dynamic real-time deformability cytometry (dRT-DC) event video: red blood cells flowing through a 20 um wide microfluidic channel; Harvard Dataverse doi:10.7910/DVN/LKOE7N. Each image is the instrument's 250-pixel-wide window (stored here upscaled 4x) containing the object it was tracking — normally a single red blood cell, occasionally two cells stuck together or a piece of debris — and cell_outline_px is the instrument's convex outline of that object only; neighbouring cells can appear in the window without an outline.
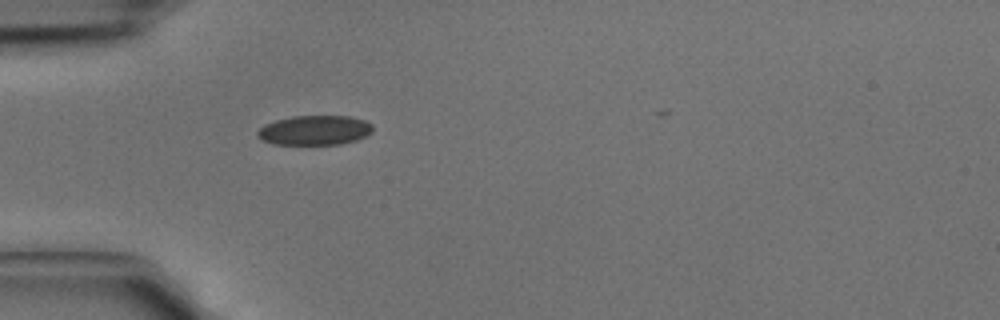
{"species": "common noctule bat (a hibernating species)", "species_latin": "Nyctalus noctula", "temperature_condition": "cold", "stored_images_in_passage": 14, "camera_frame_rate_fps": 3000, "um_per_image_px": 0.085, "animal": {"sex": "male", "body_mass_g": 15.6}, "frame": {"image": 1, "passage_image": 1, "time_ms": 0.0, "image_size_px": [1000, 320], "cell_outline_px": [[372, 132], [356, 140], [340, 144], [272, 144], [260, 140], [256, 136], [256, 132], [264, 124], [276, 120], [292, 116], [348, 116], [364, 120], [372, 124]], "centroid_in_image_um": [26.7, 11.07], "position_along_channel_um": 58.3, "area_um2": 19.94}}
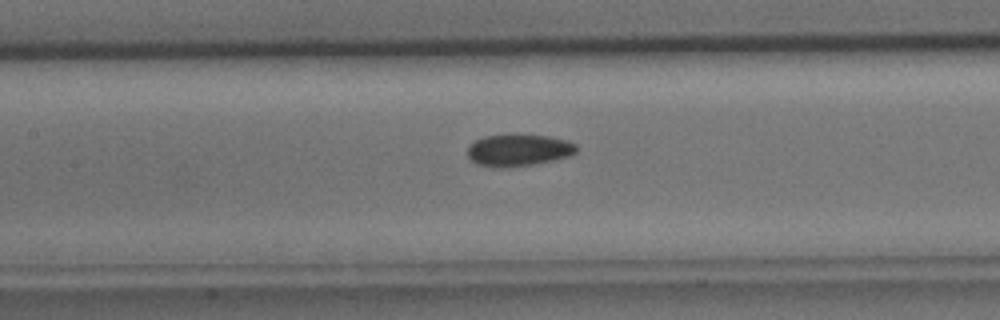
{"frame": {"image": 2, "passage_image": 8, "time_ms": 2.333, "image_size_px": [1000, 320], "cell_outline_px": [[576, 152], [568, 156], [552, 160], [532, 164], [476, 164], [468, 156], [468, 144], [484, 136], [548, 136], [564, 140], [576, 144]], "centroid_in_image_um": [44.09, 12.73], "position_along_channel_um": 163.3, "area_um2": 18.84}}
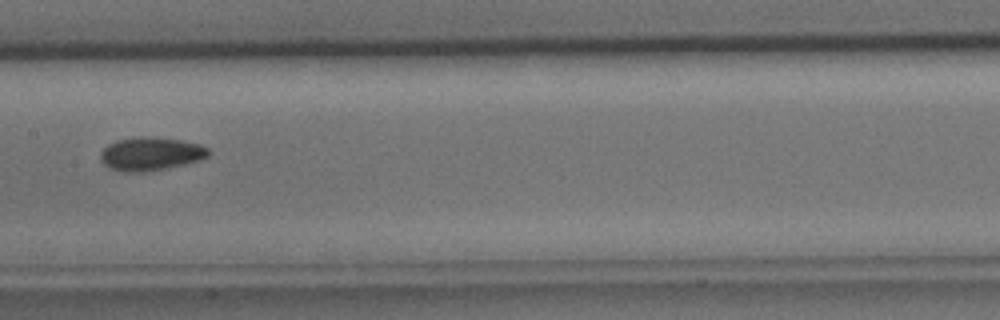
{"frame": {"image": 3, "passage_image": 10, "time_ms": 3.0, "image_size_px": [1000, 320], "cell_outline_px": [[212, 152], [208, 156], [200, 160], [184, 164], [144, 172], [124, 172], [112, 168], [104, 164], [100, 160], [100, 152], [108, 144], [116, 140], [140, 136], [144, 136], [180, 140], [200, 144], [208, 148]], "centroid_in_image_um": [12.81, 13.07], "position_along_channel_um": 194.6, "area_um2": 20.92}}